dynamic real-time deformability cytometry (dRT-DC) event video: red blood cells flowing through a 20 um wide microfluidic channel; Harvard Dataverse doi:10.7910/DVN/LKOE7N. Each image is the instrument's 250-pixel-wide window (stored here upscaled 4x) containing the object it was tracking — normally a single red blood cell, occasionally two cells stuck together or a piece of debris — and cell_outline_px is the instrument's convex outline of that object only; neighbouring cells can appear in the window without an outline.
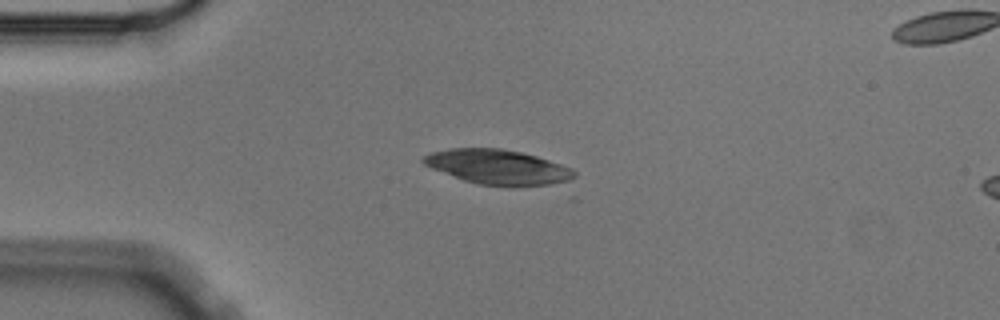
{"species": "Egyptian fruit bat (a non-hibernating species)", "species_latin": "Rousettus aegyptiacus", "temperature_condition": "cold", "stored_images_in_passage": 5, "camera_frame_rate_fps": 3000, "um_per_image_px": 0.085, "animal": {"sex": "male"}, "frame": {"image": 1, "passage_image": 3, "time_ms": 0.667, "image_size_px": [1000, 320], "cell_outline_px": [[576, 176], [568, 180], [548, 184], [516, 188], [480, 184], [464, 180], [432, 168], [424, 164], [420, 160], [424, 156], [432, 152], [452, 148], [500, 148], [520, 152], [536, 156], [572, 168], [576, 172]], "centroid_in_image_um": [42.33, 14.21], "position_along_channel_um": 42.7, "area_um2": 30.52}}